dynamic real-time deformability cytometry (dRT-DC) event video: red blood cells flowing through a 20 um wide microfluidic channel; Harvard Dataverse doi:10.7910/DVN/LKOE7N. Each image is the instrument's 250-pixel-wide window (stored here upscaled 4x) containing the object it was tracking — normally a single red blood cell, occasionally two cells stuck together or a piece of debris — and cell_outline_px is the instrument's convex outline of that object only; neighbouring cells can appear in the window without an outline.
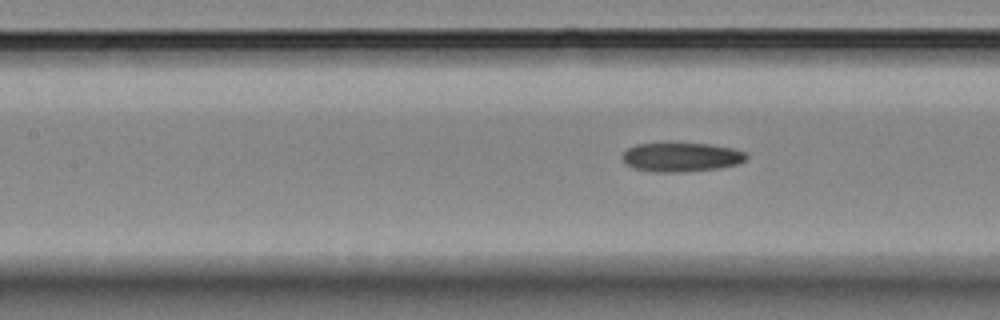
{"species": "Egyptian fruit bat (a non-hibernating species)", "species_latin": "Rousettus aegyptiacus", "temperature_condition": "room temperature", "stored_images_in_passage": 8, "segment_of_instrument_passage": [2, 2], "camera_frame_rate_fps": 3000, "um_per_image_px": 0.085, "animal": {"sex": "female"}, "frame": {"image": 1, "passage_image": 8, "time_ms": 8.0, "image_size_px": [1000, 320], "cell_outline_px": [[748, 156], [744, 160], [736, 164], [720, 168], [684, 172], [652, 172], [636, 168], [628, 164], [620, 156], [628, 148], [636, 144], [708, 144], [732, 148], [744, 152]], "centroid_in_image_um": [57.9, 13.37], "position_along_channel_um": 149.5, "area_um2": 20.69}}